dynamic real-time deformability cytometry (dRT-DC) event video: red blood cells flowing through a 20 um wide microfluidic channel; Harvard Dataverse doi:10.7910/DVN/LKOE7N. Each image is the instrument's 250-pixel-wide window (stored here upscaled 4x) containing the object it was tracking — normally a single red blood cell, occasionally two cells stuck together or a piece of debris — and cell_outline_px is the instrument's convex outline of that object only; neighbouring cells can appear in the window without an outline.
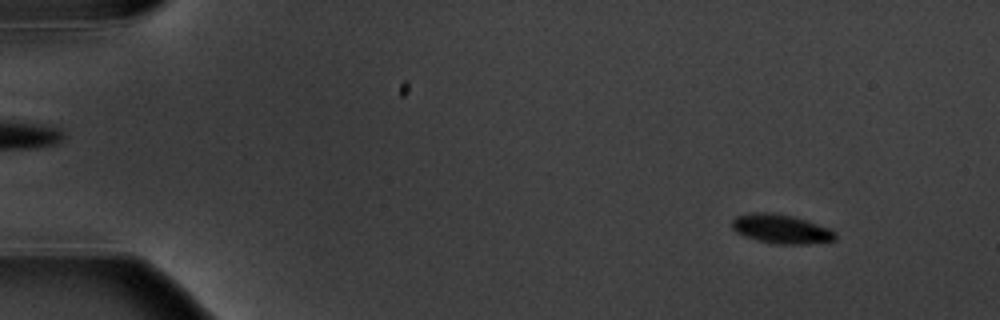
{"species": "common noctule bat (a hibernating species)", "species_latin": "Nyctalus noctula", "temperature_condition": "warm", "stored_images_in_passage": 7, "camera_frame_rate_fps": 3000, "um_per_image_px": 0.085, "animal": {"sex": "male", "body_mass_g": 20.1, "forearm_length_mm": 53.5}, "frame": {"image": 1, "passage_image": 2, "time_ms": 1.333, "image_size_px": [1000, 320], "cell_outline_px": [[836, 240], [808, 244], [776, 244], [756, 240], [744, 236], [736, 232], [732, 228], [732, 220], [736, 216], [752, 212], [772, 212], [792, 216], [828, 228], [836, 232]], "centroid_in_image_um": [66.37, 19.46], "position_along_channel_um": 18.6, "area_um2": 17.51}}
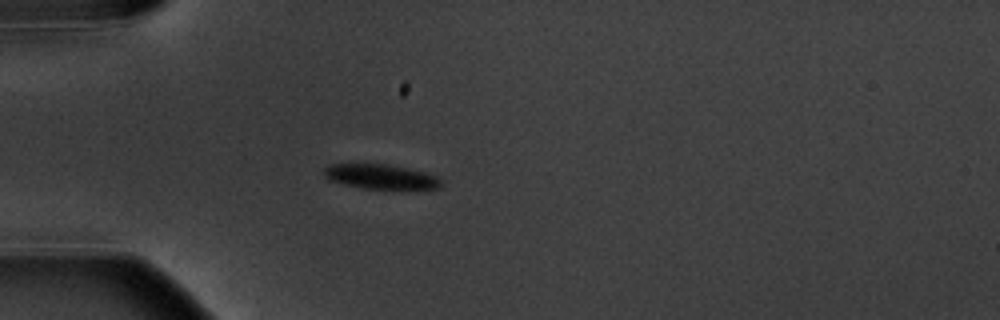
{"frame": {"image": 2, "passage_image": 5, "time_ms": 5.0, "image_size_px": [1000, 320], "cell_outline_px": [[444, 180], [440, 188], [364, 188], [328, 180], [324, 172], [324, 168], [328, 164], [388, 164], [408, 168], [424, 172], [436, 176]], "centroid_in_image_um": [32.38, 15.0], "position_along_channel_um": 52.6, "area_um2": 16.59}}